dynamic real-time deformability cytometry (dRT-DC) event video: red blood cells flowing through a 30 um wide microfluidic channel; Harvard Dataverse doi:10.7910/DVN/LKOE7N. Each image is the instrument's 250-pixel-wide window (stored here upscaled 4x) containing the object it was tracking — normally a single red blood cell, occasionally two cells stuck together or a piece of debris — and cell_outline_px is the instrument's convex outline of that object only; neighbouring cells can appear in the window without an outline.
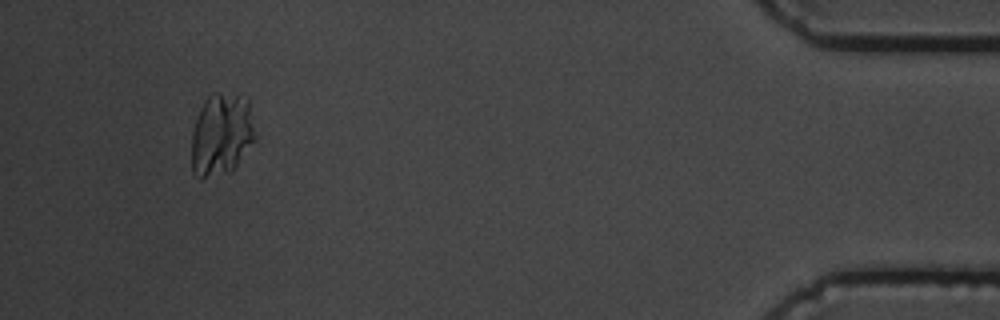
{"species": "common noctule bat (a hibernating species)", "species_latin": "Nyctalus noctula", "temperature_condition": "cold", "stored_images_in_passage": 16, "camera_frame_rate_fps": 3000, "um_per_image_px": 0.085, "animal": {"sex": "male", "body_mass_g": 19.5, "forearm_length_mm": 54.6}, "frame": {"image": 1, "passage_image": 15, "time_ms": 17.0, "image_size_px": [1000, 320], "cell_outline_px": [[256, 140], [236, 168], [232, 172], [200, 180], [192, 172], [192, 132], [200, 108], [204, 100], [212, 92], [216, 92], [248, 96], [256, 136]], "centroid_in_image_um": [18.85, 11.45], "position_along_channel_um": 416.4, "area_um2": 31.44}}